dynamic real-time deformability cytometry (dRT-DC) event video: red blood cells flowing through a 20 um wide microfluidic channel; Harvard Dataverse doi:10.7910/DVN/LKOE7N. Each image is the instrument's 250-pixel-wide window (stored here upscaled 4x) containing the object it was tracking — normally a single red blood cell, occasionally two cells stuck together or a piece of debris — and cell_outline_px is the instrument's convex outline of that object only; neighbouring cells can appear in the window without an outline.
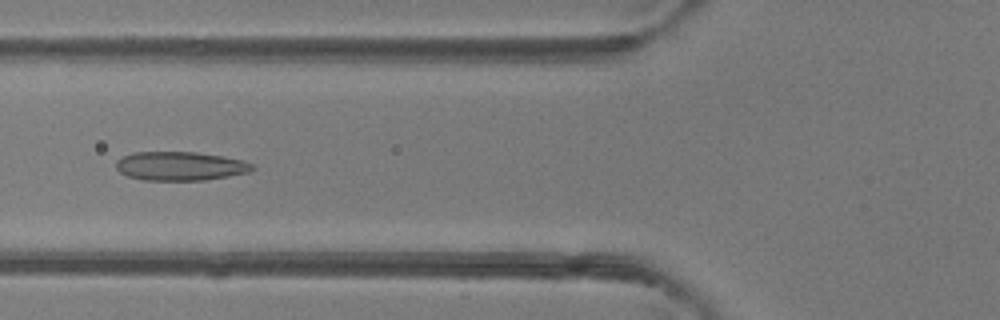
{"species": "common noctule bat (a hibernating species)", "species_latin": "Nyctalus noctula", "temperature_condition": "room temperature", "stored_images_in_passage": 49, "camera_frame_rate_fps": 3000, "um_per_image_px": 0.085, "animal": {"sex": "female"}, "frame": {"image": 1, "passage_image": 19, "time_ms": 6.0, "image_size_px": [1000, 320], "cell_outline_px": [[256, 168], [252, 172], [204, 180], [144, 180], [128, 176], [120, 172], [116, 168], [116, 160], [132, 152], [196, 152], [224, 156], [244, 160], [252, 164]], "centroid_in_image_um": [15.36, 14.11], "position_along_channel_um": 110.4, "area_um2": 23.06}}
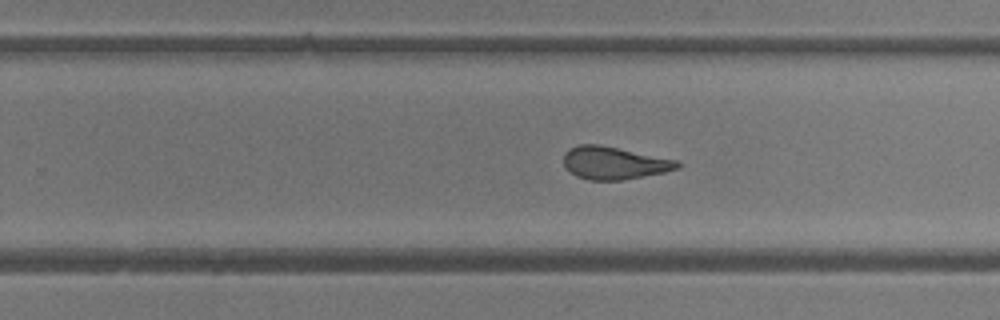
{"frame": {"image": 2, "passage_image": 31, "time_ms": 10.0, "image_size_px": [1000, 320], "cell_outline_px": [[680, 168], [664, 172], [644, 176], [620, 180], [588, 180], [576, 176], [564, 168], [564, 152], [568, 148], [580, 144], [600, 144], [680, 160]], "centroid_in_image_um": [52.2, 13.84], "position_along_channel_um": 277.6, "area_um2": 21.96}}
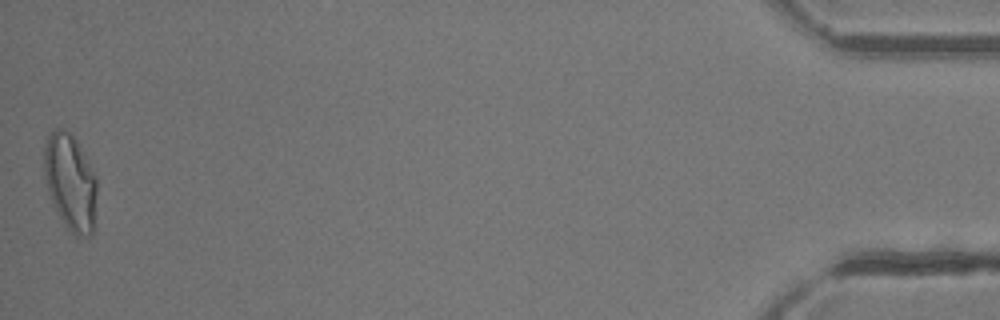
{"frame": {"image": 3, "passage_image": 49, "time_ms": 16.0, "image_size_px": [1000, 320], "cell_outline_px": [[96, 192], [92, 236], [76, 236], [68, 228], [52, 204], [48, 192], [44, 176], [44, 144], [48, 132], [56, 128], [64, 128], [72, 136], [88, 160], [96, 176]], "centroid_in_image_um": [5.95, 15.45], "position_along_channel_um": 429.2, "area_um2": 29.54}, "authors_computed_cell_mechanics": {"area_um2": 23.5824, "velocity_mm_per_s": 4.1733, "shape_relaxation_time_tau1_ms": null, "shape_relaxation_time_tau2_ms": 1.3118, "deformation_change_tau1": null, "deformation_change_tau2": 0.0851}}